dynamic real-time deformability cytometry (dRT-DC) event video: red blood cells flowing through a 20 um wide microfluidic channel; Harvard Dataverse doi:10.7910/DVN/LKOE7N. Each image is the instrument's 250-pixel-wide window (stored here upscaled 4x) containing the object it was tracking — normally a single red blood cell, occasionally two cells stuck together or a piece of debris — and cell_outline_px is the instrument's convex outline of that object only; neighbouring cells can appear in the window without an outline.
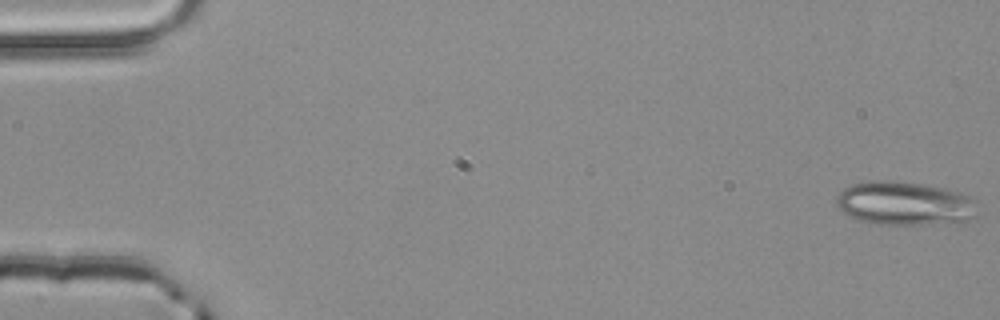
{"species": "common noctule bat (a hibernating species)", "species_latin": "Nyctalus noctula", "temperature_condition": "room temperature", "stored_images_in_passage": 3, "segment_of_instrument_passage": [2, 2], "camera_frame_rate_fps": 3000, "um_per_image_px": 0.085, "animal": {"sex": "male", "body_mass_g": 20.4}, "frame": {"image": 1, "passage_image": 3, "time_ms": 0.667, "image_size_px": [1000, 320], "cell_outline_px": [[972, 216], [960, 224], [880, 224], [856, 220], [844, 212], [836, 204], [836, 196], [844, 188], [852, 184], [868, 180], [892, 180], [920, 184], [944, 188], [960, 192], [972, 196]], "centroid_in_image_um": [76.84, 17.29], "position_along_channel_um": 8.2, "area_um2": 35.84}}